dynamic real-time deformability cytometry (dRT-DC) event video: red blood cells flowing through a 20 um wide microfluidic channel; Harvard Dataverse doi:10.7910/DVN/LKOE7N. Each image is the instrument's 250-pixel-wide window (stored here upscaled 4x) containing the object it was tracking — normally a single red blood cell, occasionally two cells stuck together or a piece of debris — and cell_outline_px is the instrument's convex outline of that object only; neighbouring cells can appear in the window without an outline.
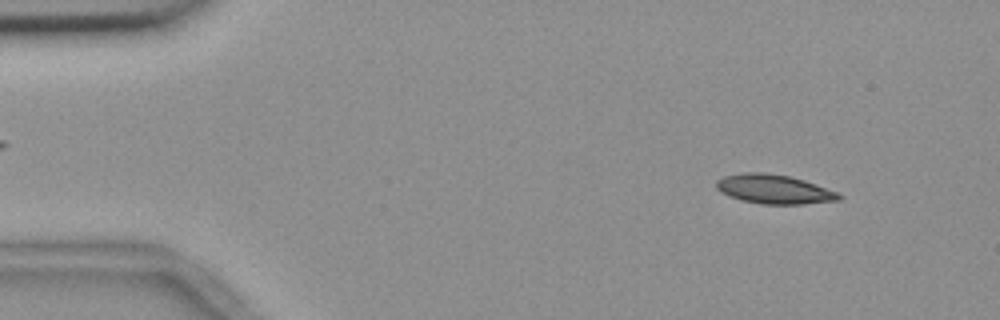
{"species": "common noctule bat (a hibernating species)", "species_latin": "Nyctalus noctula", "temperature_condition": "room temperature", "stored_images_in_passage": 54, "camera_frame_rate_fps": 3000, "um_per_image_px": 0.085, "animal": {"sex": "female", "body_mass_g": 18.4}, "frame": {"image": 1, "passage_image": 5, "time_ms": 1.333, "image_size_px": [1000, 320], "cell_outline_px": [[844, 196], [840, 200], [804, 204], [760, 204], [740, 200], [728, 196], [720, 192], [716, 188], [716, 180], [724, 176], [744, 172], [764, 172], [788, 176], [804, 180], [816, 184], [836, 192]], "centroid_in_image_um": [65.77, 16.08], "position_along_channel_um": 19.2, "area_um2": 20.98}}
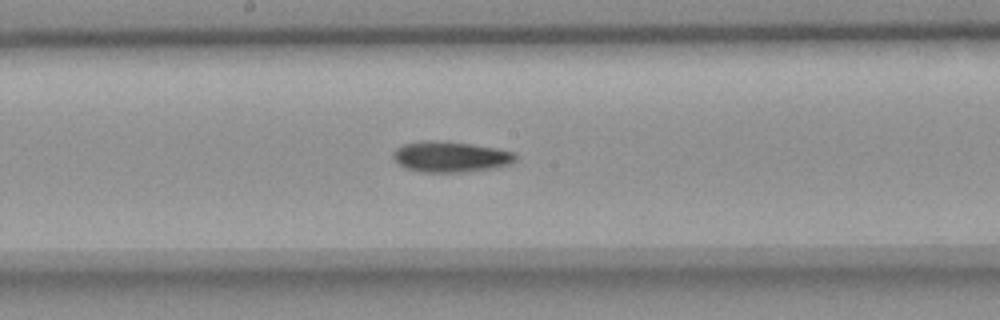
{"frame": {"image": 2, "passage_image": 28, "time_ms": 9.0, "image_size_px": [1000, 320], "cell_outline_px": [[516, 160], [512, 164], [492, 168], [468, 172], [420, 172], [404, 168], [392, 156], [392, 152], [396, 148], [404, 144], [420, 140], [436, 140], [472, 144], [496, 148], [512, 152], [516, 156]], "centroid_in_image_um": [38.27, 13.32], "position_along_channel_um": 209.9, "area_um2": 22.08}}
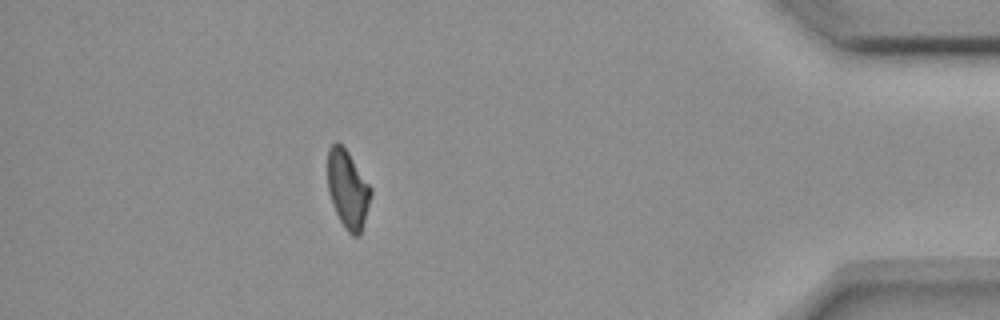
{"frame": {"image": 3, "passage_image": 48, "time_ms": 15.667, "image_size_px": [1000, 320], "cell_outline_px": [[372, 192], [360, 236], [352, 236], [348, 232], [340, 220], [336, 212], [328, 192], [328, 148], [336, 140], [348, 152], [372, 188]], "centroid_in_image_um": [29.56, 16.08], "position_along_channel_um": 405.6, "area_um2": 19.48}, "authors_computed_cell_mechanics": {"area_um2": 20.9236, "velocity_mm_per_s": 3.6742, "shape_relaxation_time_tau1_ms": 7.6335, "shape_relaxation_time_tau2_ms": null, "deformation_change_tau1": 0.181, "deformation_change_tau2": null}}